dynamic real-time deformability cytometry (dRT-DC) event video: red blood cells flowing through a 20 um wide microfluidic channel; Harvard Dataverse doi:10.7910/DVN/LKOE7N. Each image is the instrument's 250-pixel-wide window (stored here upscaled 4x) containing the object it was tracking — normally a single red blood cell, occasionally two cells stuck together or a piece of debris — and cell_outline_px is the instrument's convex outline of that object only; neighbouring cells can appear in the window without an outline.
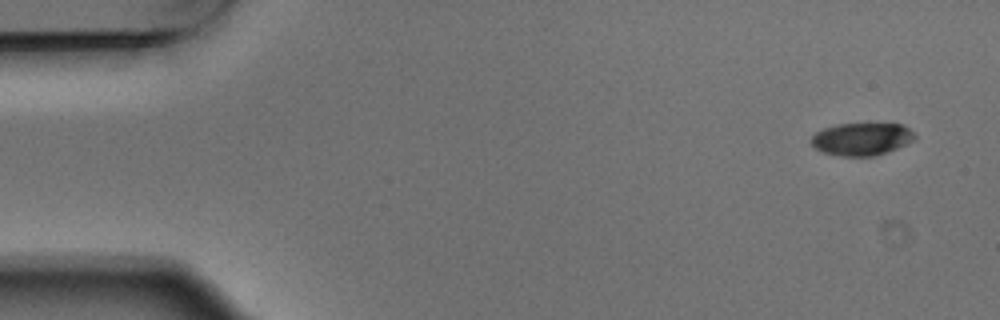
{"species": "Egyptian fruit bat (a non-hibernating species)", "species_latin": "Rousettus aegyptiacus", "temperature_condition": "warm", "stored_images_in_passage": 5, "camera_frame_rate_fps": 3000, "um_per_image_px": 0.085, "animal": {"sex": "male"}, "frame": {"image": 1, "passage_image": 1, "time_ms": 0.0, "image_size_px": [1000, 320], "cell_outline_px": [[916, 136], [912, 140], [896, 148], [876, 156], [840, 156], [824, 152], [816, 148], [812, 144], [812, 136], [816, 132], [824, 128], [840, 124], [904, 124]], "centroid_in_image_um": [73.24, 11.82], "position_along_channel_um": 11.8, "area_um2": 19.31}}
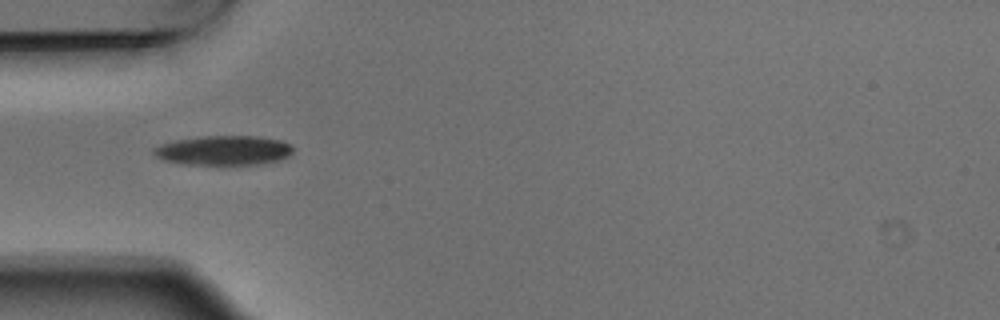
{"frame": {"image": 2, "passage_image": 5, "time_ms": 1.333, "image_size_px": [1000, 320], "cell_outline_px": [[292, 152], [288, 156], [280, 160], [260, 164], [184, 164], [164, 160], [156, 156], [152, 152], [152, 148], [160, 144], [176, 140], [204, 136], [260, 136], [280, 140], [288, 144], [292, 148]], "centroid_in_image_um": [18.99, 12.78], "position_along_channel_um": 66.0, "area_um2": 23.87}}